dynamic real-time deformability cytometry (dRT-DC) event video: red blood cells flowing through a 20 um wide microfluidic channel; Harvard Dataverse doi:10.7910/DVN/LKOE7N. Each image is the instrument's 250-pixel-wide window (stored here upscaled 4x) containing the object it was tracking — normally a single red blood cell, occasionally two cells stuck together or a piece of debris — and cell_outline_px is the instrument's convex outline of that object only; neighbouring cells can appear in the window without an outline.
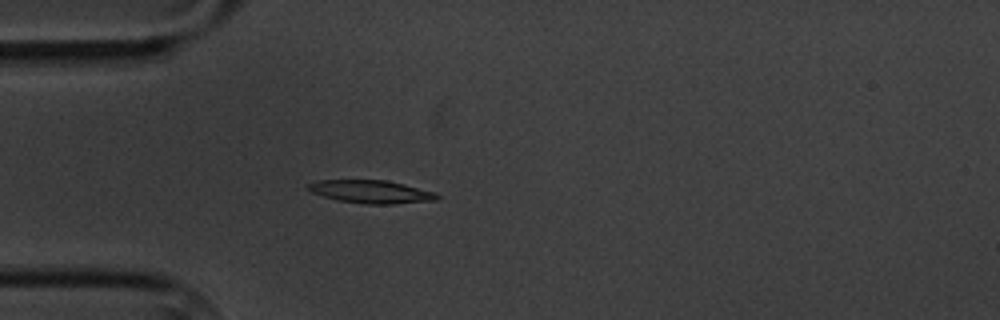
{"species": "common noctule bat (a hibernating species)", "species_latin": "Nyctalus noctula", "temperature_condition": "cold", "stored_images_in_passage": 5, "camera_frame_rate_fps": 3000, "um_per_image_px": 0.085, "animal": {"sex": "male", "body_mass_g": 20.1, "forearm_length_mm": 53.5}, "frame": {"image": 1, "passage_image": 5, "time_ms": 4.667, "image_size_px": [1000, 320], "cell_outline_px": [[440, 196], [436, 200], [392, 204], [364, 204], [340, 200], [324, 196], [312, 192], [308, 188], [308, 184], [316, 180], [388, 180], [436, 192]], "centroid_in_image_um": [31.58, 16.29], "position_along_channel_um": 53.4, "area_um2": 17.17}}